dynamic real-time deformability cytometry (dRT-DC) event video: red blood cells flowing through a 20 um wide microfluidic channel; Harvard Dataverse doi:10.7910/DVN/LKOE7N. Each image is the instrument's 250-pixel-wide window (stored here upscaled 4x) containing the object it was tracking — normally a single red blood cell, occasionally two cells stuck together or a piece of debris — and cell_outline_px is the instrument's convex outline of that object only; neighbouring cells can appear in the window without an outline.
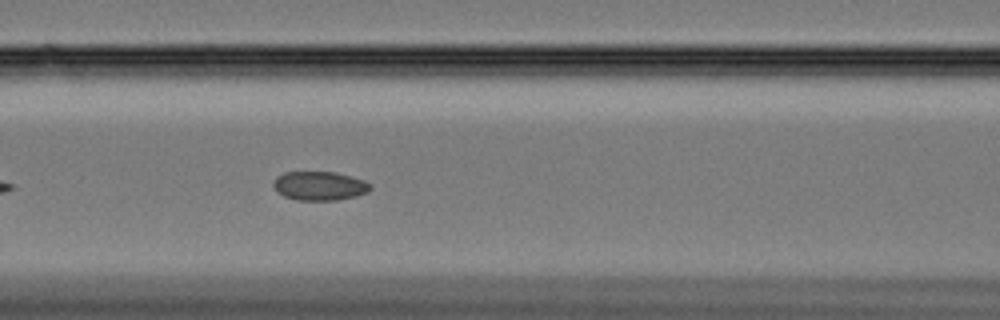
{"species": "Egyptian fruit bat (a non-hibernating species)", "species_latin": "Rousettus aegyptiacus", "temperature_condition": "cold", "stored_images_in_passage": 41, "camera_frame_rate_fps": 3000, "um_per_image_px": 0.085, "animal": {"sex": "female"}, "frame": {"image": 1, "passage_image": 7, "time_ms": 2.0, "image_size_px": [1000, 320], "cell_outline_px": [[372, 188], [368, 192], [356, 196], [336, 200], [296, 200], [284, 196], [276, 192], [272, 184], [276, 176], [284, 172], [336, 172], [352, 176], [364, 180], [372, 184]], "centroid_in_image_um": [27.16, 15.79], "position_along_channel_um": 139.4, "area_um2": 16.59}}
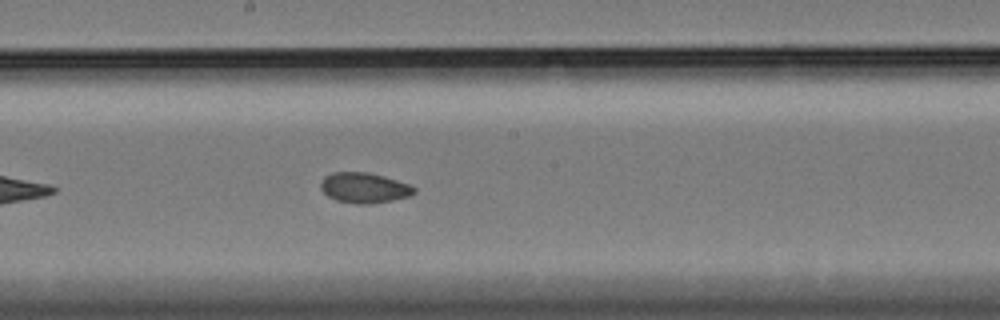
{"frame": {"image": 2, "passage_image": 14, "time_ms": 4.333, "image_size_px": [1000, 320], "cell_outline_px": [[416, 192], [408, 196], [392, 200], [372, 204], [356, 204], [336, 200], [328, 196], [320, 188], [320, 180], [324, 176], [332, 172], [368, 172], [384, 176], [408, 184], [416, 188]], "centroid_in_image_um": [30.92, 15.96], "position_along_channel_um": 217.3, "area_um2": 16.59}}
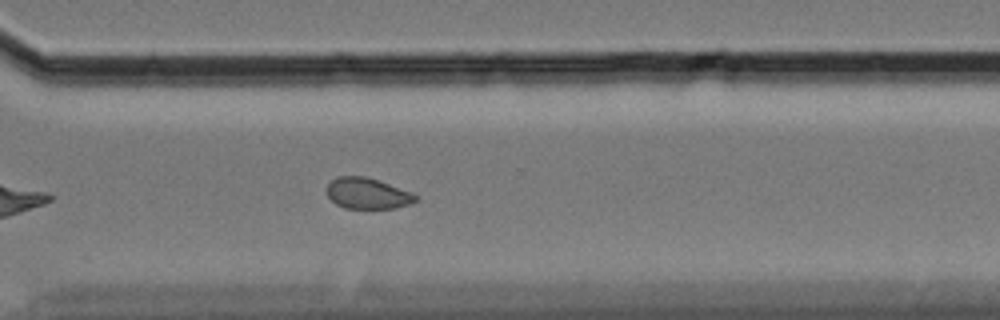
{"frame": {"image": 3, "passage_image": 25, "time_ms": 8.0, "image_size_px": [1000, 320], "cell_outline_px": [[420, 196], [416, 200], [408, 204], [396, 208], [344, 208], [336, 204], [328, 196], [328, 184], [336, 176], [364, 176], [412, 192]], "centroid_in_image_um": [31.24, 16.44], "position_along_channel_um": 339.4, "area_um2": 15.84}, "authors_computed_cell_mechanics": {"area_um2": 16.5886, "velocity_mm_per_s": 3.3386, "shape_relaxation_time_tau1_ms": null, "shape_relaxation_time_tau2_ms": 2.3927, "deformation_change_tau1": null, "deformation_change_tau2": 0.0476}}